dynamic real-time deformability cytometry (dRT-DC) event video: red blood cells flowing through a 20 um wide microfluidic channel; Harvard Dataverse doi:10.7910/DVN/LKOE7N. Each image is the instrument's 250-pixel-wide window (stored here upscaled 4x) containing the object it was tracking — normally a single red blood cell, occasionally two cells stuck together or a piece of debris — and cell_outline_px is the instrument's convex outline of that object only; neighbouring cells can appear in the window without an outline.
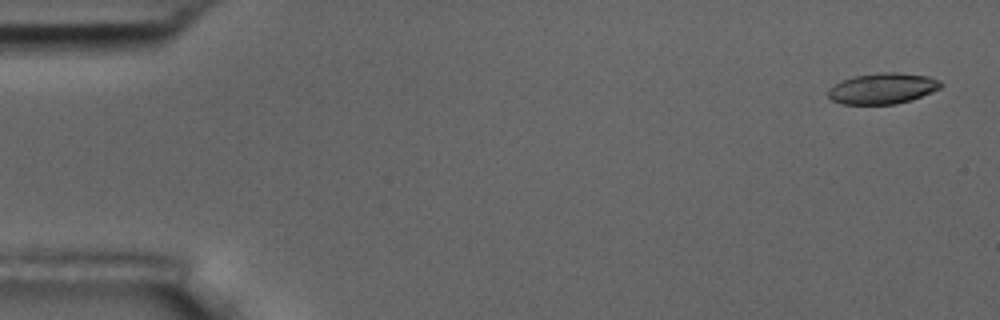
{"species": "common noctule bat (a hibernating species)", "species_latin": "Nyctalus noctula", "temperature_condition": "room temperature", "stored_images_in_passage": 5, "camera_frame_rate_fps": 3000, "um_per_image_px": 0.085, "animal": {"sex": "male", "body_mass_g": 17.5, "forearm_length_mm": 52.3}, "frame": {"image": 1, "passage_image": 1, "time_ms": 0.0, "image_size_px": [1000, 320], "cell_outline_px": [[944, 84], [940, 88], [932, 92], [912, 100], [896, 104], [844, 104], [832, 100], [828, 96], [828, 88], [852, 76], [880, 72], [896, 72], [928, 76], [940, 80]], "centroid_in_image_um": [75.05, 7.51], "position_along_channel_um": 9.9, "area_um2": 20.35}}
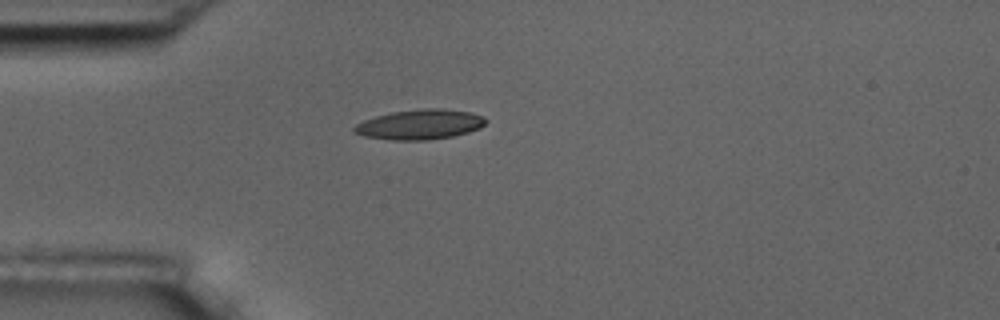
{"frame": {"image": 2, "passage_image": 5, "time_ms": 4.333, "image_size_px": [1000, 320], "cell_outline_px": [[488, 120], [480, 128], [468, 132], [452, 136], [428, 140], [392, 140], [364, 136], [352, 132], [352, 128], [356, 124], [364, 120], [376, 116], [392, 112], [424, 108], [440, 108], [472, 112], [484, 116]], "centroid_in_image_um": [35.7, 10.57], "position_along_channel_um": 49.3, "area_um2": 23.06}}